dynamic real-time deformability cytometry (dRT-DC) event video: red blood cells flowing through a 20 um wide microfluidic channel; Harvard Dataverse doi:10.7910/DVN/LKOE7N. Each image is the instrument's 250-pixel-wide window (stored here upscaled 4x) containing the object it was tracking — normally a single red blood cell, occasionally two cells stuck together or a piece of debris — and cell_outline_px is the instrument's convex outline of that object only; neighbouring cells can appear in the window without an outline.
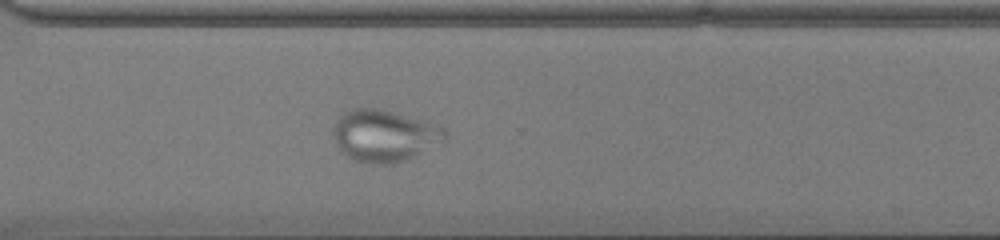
{"species": "common noctule bat (a hibernating species)", "species_latin": "Nyctalus noctula", "temperature_condition": "cold", "stored_images_in_passage": 53, "camera_frame_rate_fps": 3000, "um_per_image_px": 0.085, "animal": {"sex": "male", "body_mass_g": 13.0, "forearm_length_mm": 53.1}, "frame": {"image": 1, "passage_image": 40, "time_ms": 13.0, "image_size_px": [1000, 240], "cell_outline_px": [[448, 136], [444, 144], [416, 156], [392, 164], [372, 164], [356, 160], [340, 152], [336, 144], [332, 132], [336, 120], [344, 112], [352, 108], [376, 108], [440, 124], [444, 128]], "centroid_in_image_um": [32.72, 11.54], "position_along_channel_um": 337.9, "area_um2": 34.33}}
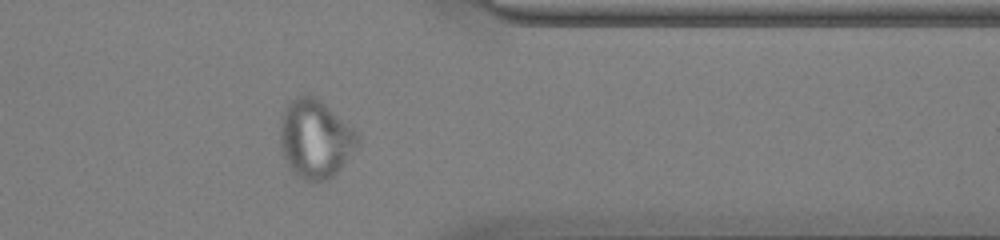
{"frame": {"image": 2, "passage_image": 44, "time_ms": 14.333, "image_size_px": [1000, 240], "cell_outline_px": [[360, 140], [340, 168], [332, 176], [324, 180], [304, 180], [292, 172], [284, 160], [280, 144], [280, 128], [284, 112], [288, 104], [296, 96], [304, 92], [308, 92], [320, 100], [352, 128], [360, 136]], "centroid_in_image_um": [26.76, 11.78], "position_along_channel_um": 384.6, "area_um2": 34.97}}